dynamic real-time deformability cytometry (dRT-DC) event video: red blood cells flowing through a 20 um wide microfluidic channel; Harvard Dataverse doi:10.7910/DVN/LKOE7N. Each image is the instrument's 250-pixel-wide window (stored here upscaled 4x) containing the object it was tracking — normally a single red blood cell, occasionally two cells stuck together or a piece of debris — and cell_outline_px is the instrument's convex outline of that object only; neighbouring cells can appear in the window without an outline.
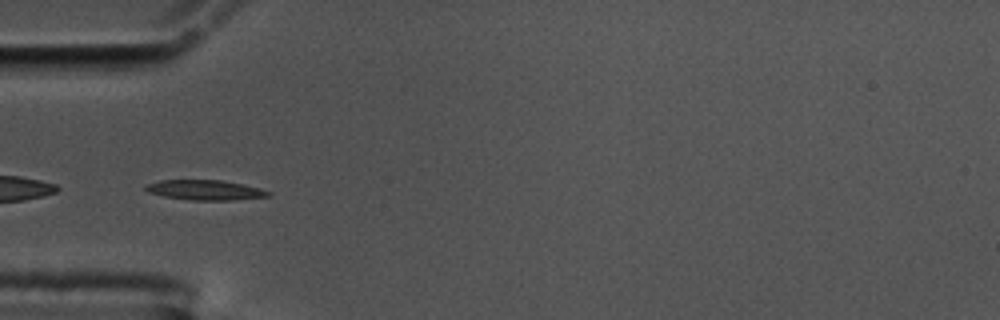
{"species": "common noctule bat (a hibernating species)", "species_latin": "Nyctalus noctula", "temperature_condition": "cold", "stored_images_in_passage": 38, "camera_frame_rate_fps": 3000, "um_per_image_px": 0.085, "animal": {"sex": "male", "body_mass_g": 17.5, "forearm_length_mm": 52.3}, "frame": {"image": 1, "passage_image": 1, "time_ms": 0.0, "image_size_px": [1000, 320], "cell_outline_px": [[272, 196], [236, 200], [192, 200], [164, 196], [148, 192], [144, 188], [148, 184], [160, 180], [220, 180], [244, 184], [272, 192]], "centroid_in_image_um": [17.49, 16.15], "position_along_channel_um": 67.5, "area_um2": 14.28}}
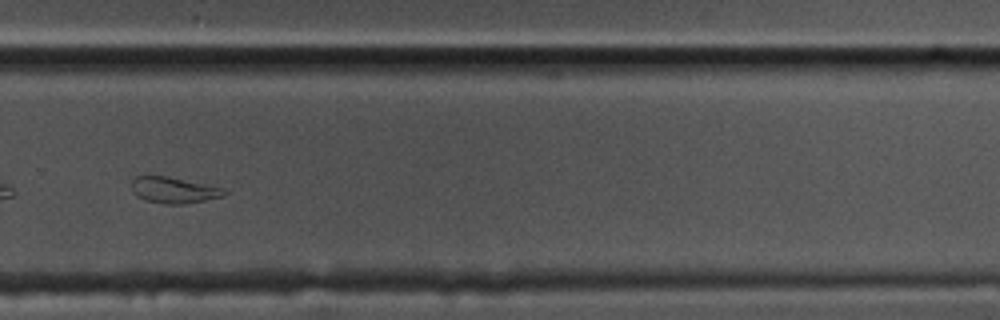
{"frame": {"image": 2, "passage_image": 22, "time_ms": 7.0, "image_size_px": [1000, 320], "cell_outline_px": [[228, 192], [224, 196], [188, 204], [164, 204], [144, 200], [136, 196], [132, 188], [132, 180], [136, 176], [164, 176], [224, 188]], "centroid_in_image_um": [14.78, 16.18], "position_along_channel_um": 315.0, "area_um2": 14.05}, "authors_computed_cell_mechanics": {"area_um2": 14.0454, "velocity_mm_per_s": 3.5458, "shape_relaxation_time_tau1_ms": null, "shape_relaxation_time_tau2_ms": 1.4846, "deformation_change_tau1": null, "deformation_change_tau2": 0.0478}}